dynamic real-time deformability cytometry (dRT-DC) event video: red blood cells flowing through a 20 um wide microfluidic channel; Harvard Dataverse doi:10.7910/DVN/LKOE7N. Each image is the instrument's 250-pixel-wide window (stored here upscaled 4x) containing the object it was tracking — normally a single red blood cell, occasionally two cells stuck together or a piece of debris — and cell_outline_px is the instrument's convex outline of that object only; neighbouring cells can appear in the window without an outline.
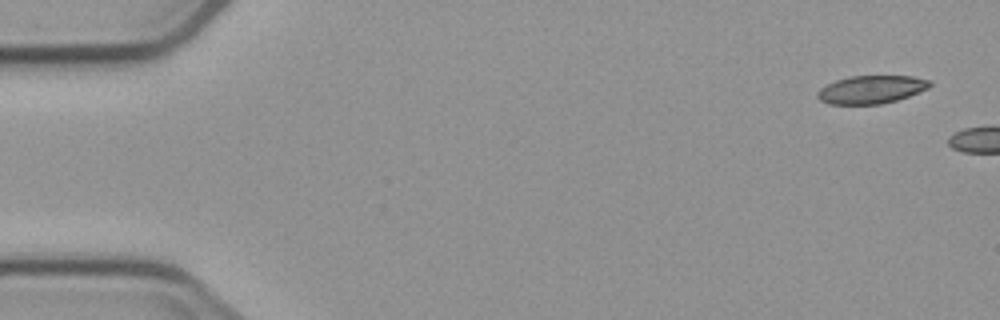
{"species": "common noctule bat (a hibernating species)", "species_latin": "Nyctalus noctula", "temperature_condition": "cold", "stored_images_in_passage": 6, "camera_frame_rate_fps": 3000, "um_per_image_px": 0.085, "animal": {"sex": "male", "body_mass_g": 23.1, "forearm_length_mm": 52.7}, "frame": {"image": 1, "passage_image": 6, "time_ms": 6.667, "image_size_px": [1000, 320], "cell_outline_px": [[932, 84], [928, 88], [908, 96], [896, 100], [880, 104], [828, 104], [820, 100], [816, 96], [816, 92], [820, 88], [836, 80], [852, 76], [912, 76], [932, 80]], "centroid_in_image_um": [74.05, 7.61], "position_along_channel_um": 10.9, "area_um2": 18.32}}